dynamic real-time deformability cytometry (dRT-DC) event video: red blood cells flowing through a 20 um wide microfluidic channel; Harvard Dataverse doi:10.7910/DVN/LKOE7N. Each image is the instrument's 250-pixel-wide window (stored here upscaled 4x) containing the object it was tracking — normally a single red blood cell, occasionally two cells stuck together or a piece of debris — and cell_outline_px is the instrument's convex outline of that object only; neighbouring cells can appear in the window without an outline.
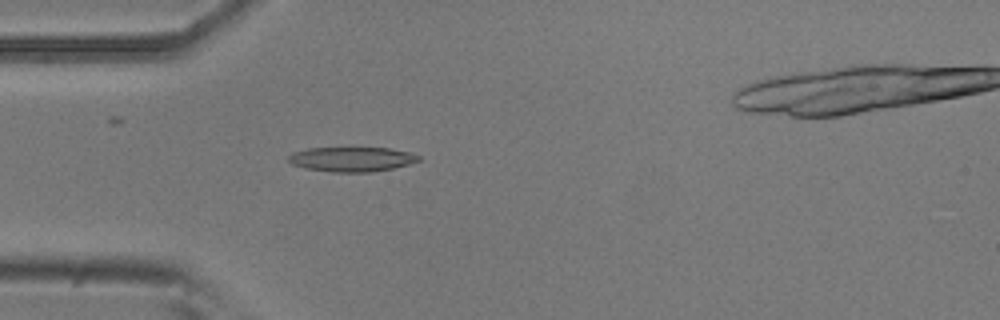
{"species": "common noctule bat (a hibernating species)", "species_latin": "Nyctalus noctula", "temperature_condition": "room temperature", "stored_images_in_passage": 12, "camera_frame_rate_fps": 3000, "um_per_image_px": 0.085, "animal": {"sex": "male", "body_mass_g": 20.5, "forearm_length_mm": 52.5}, "frame": {"image": 1, "passage_image": 4, "time_ms": 1.0, "image_size_px": [1000, 320], "cell_outline_px": [[420, 160], [408, 164], [392, 168], [372, 172], [332, 172], [304, 168], [292, 164], [288, 160], [288, 156], [292, 152], [308, 148], [388, 148], [408, 152], [420, 156]], "centroid_in_image_um": [29.86, 13.53], "position_along_channel_um": 55.1, "area_um2": 18.61}}
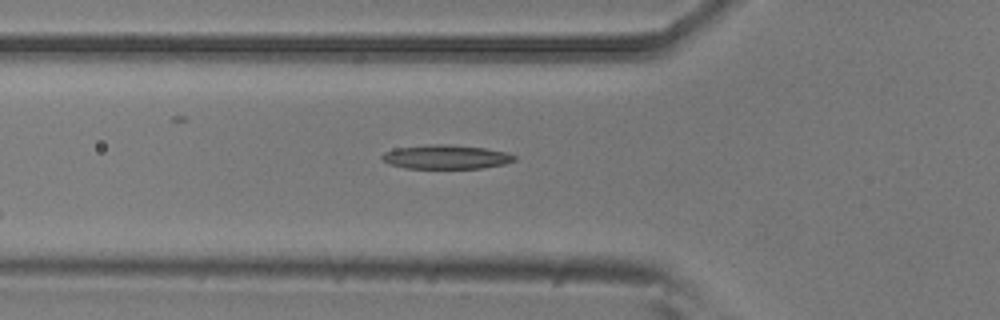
{"frame": {"image": 2, "passage_image": 7, "time_ms": 2.0, "image_size_px": [1000, 320], "cell_outline_px": [[516, 160], [504, 164], [484, 168], [404, 168], [388, 164], [380, 160], [380, 156], [384, 152], [396, 148], [428, 144], [448, 144], [484, 148], [508, 152], [516, 156]], "centroid_in_image_um": [37.88, 13.34], "position_along_channel_um": 87.9, "area_um2": 18.79}}
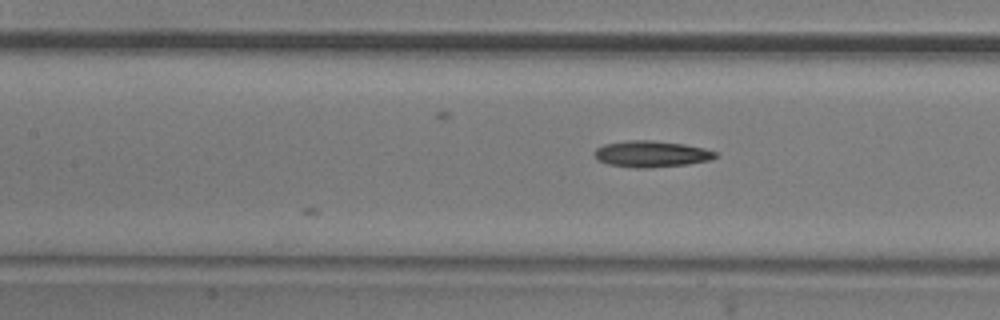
{"frame": {"image": 3, "passage_image": 12, "time_ms": 3.667, "image_size_px": [1000, 320], "cell_outline_px": [[716, 156], [712, 160], [688, 164], [648, 168], [636, 168], [608, 164], [596, 160], [596, 148], [604, 144], [628, 140], [652, 140], [684, 144], [704, 148], [716, 152]], "centroid_in_image_um": [55.37, 13.09], "position_along_channel_um": 152.0, "area_um2": 18.55}}